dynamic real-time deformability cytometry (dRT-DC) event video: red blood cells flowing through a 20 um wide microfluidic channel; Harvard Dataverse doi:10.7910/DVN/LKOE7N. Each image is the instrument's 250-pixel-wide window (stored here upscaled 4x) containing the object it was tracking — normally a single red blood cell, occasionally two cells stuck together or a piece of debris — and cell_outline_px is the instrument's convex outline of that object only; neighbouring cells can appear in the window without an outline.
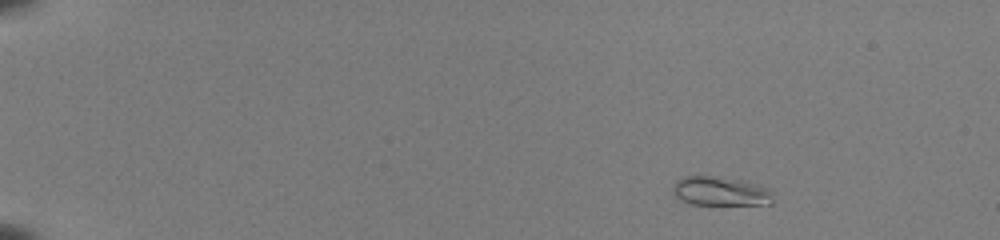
{"species": "common noctule bat (a hibernating species)", "species_latin": "Nyctalus noctula", "temperature_condition": "room temperature", "stored_images_in_passage": 48, "camera_frame_rate_fps": 3000, "um_per_image_px": 0.085, "animal": {"sex": "female", "body_mass_g": 22.0, "forearm_length_mm": 56.7}, "frame": {"image": 1, "passage_image": 3, "time_ms": 0.667, "image_size_px": [1000, 240], "cell_outline_px": [[772, 204], [688, 204], [680, 200], [672, 192], [672, 188], [676, 180], [684, 176], [712, 176], [748, 180], [772, 188]], "centroid_in_image_um": [61.27, 16.24], "position_along_channel_um": 23.7, "area_um2": 17.4}}
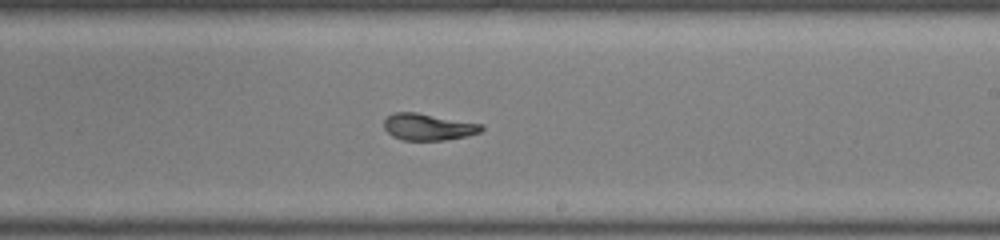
{"frame": {"image": 2, "passage_image": 30, "time_ms": 9.667, "image_size_px": [1000, 240], "cell_outline_px": [[484, 128], [480, 132], [464, 136], [444, 140], [404, 140], [392, 136], [384, 128], [384, 120], [392, 112], [416, 112], [484, 124]], "centroid_in_image_um": [36.39, 10.78], "position_along_channel_um": 252.6, "area_um2": 15.14}}
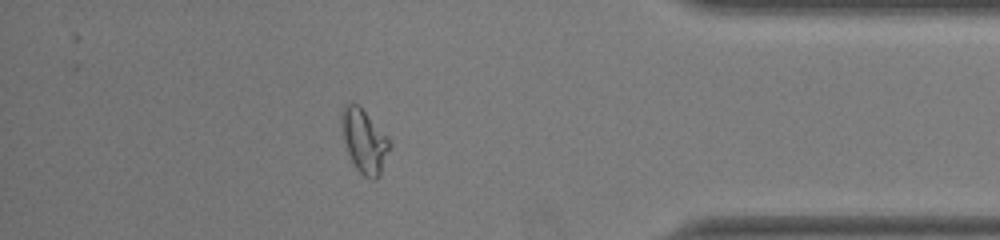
{"frame": {"image": 3, "passage_image": 43, "time_ms": 14.0, "image_size_px": [1000, 240], "cell_outline_px": [[392, 144], [380, 176], [376, 180], [372, 180], [364, 176], [356, 168], [348, 152], [344, 140], [340, 124], [340, 112], [348, 104], [356, 104], [388, 136]], "centroid_in_image_um": [30.98, 12.03], "position_along_channel_um": 404.2, "area_um2": 17.69}, "authors_computed_cell_mechanics": {"area_um2": 15.5482, "velocity_mm_per_s": 3.9731, "shape_relaxation_time_tau1_ms": 4.0278, "shape_relaxation_time_tau2_ms": 1.0517, "deformation_change_tau1": 0.2041, "deformation_change_tau2": 0.0888}}